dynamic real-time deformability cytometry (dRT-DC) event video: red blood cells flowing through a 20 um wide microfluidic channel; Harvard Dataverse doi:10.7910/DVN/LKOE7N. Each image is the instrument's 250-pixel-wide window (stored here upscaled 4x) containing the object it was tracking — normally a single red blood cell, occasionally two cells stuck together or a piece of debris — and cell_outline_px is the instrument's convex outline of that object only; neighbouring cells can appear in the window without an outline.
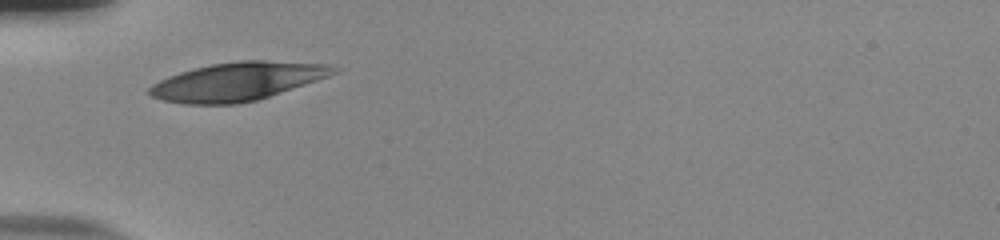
{"species": "human", "species_latin": "Homo sapiens", "temperature_condition": "room temperature", "stored_images_in_passage": 28, "camera_frame_rate_fps": 3000, "um_per_image_px": 0.085, "donor": {"sex": "male"}, "frame": {"image": 1, "passage_image": 1, "time_ms": 0.0, "image_size_px": [1000, 240], "cell_outline_px": [[340, 72], [256, 100], [236, 104], [184, 104], [164, 100], [152, 96], [148, 92], [148, 88], [152, 84], [168, 76], [180, 72], [212, 64], [240, 60], [268, 60], [336, 64]], "centroid_in_image_um": [20.22, 6.91], "position_along_channel_um": 64.8, "area_um2": 40.98}}
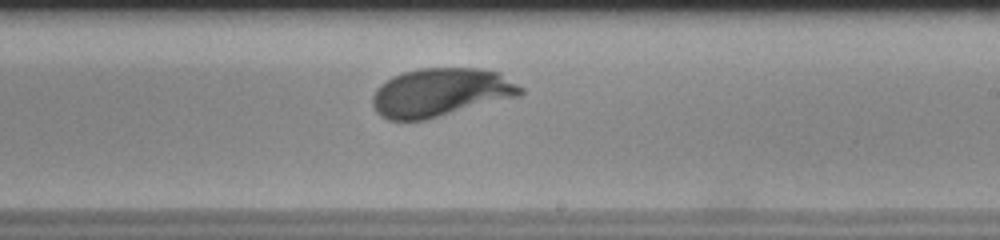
{"frame": {"image": 2, "passage_image": 16, "time_ms": 5.0, "image_size_px": [1000, 240], "cell_outline_px": [[524, 92], [520, 96], [424, 120], [388, 120], [380, 116], [376, 112], [372, 104], [372, 96], [376, 88], [380, 84], [392, 76], [404, 72], [420, 68], [480, 68], [500, 72], [524, 88]], "centroid_in_image_um": [37.46, 7.85], "position_along_channel_um": 251.5, "area_um2": 42.02}}
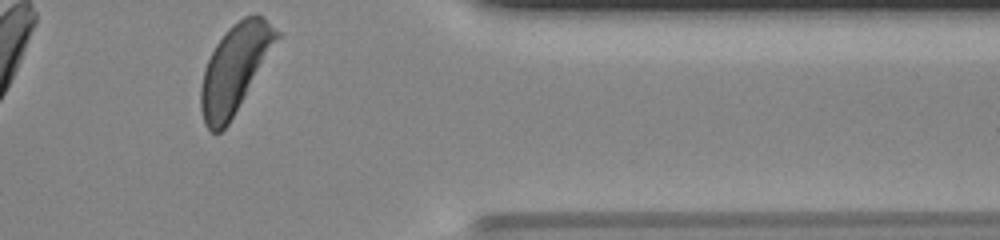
{"frame": {"image": 3, "passage_image": 28, "time_ms": 9.0, "image_size_px": [1000, 240], "cell_outline_px": [[280, 36], [228, 124], [220, 132], [212, 132], [204, 124], [200, 108], [200, 88], [204, 68], [216, 44], [228, 28], [232, 24], [244, 16], [256, 12], [260, 12], [280, 32]], "centroid_in_image_um": [19.95, 5.78], "position_along_channel_um": 391.5, "area_um2": 38.38}, "authors_computed_cell_mechanics": {"area_um2": 41.0669, "velocity_mm_per_s": 3.8213, "shape_relaxation_time_tau1_ms": 2.0997, "shape_relaxation_time_tau2_ms": null, "deformation_change_tau1": 0.1421, "deformation_change_tau2": null}}